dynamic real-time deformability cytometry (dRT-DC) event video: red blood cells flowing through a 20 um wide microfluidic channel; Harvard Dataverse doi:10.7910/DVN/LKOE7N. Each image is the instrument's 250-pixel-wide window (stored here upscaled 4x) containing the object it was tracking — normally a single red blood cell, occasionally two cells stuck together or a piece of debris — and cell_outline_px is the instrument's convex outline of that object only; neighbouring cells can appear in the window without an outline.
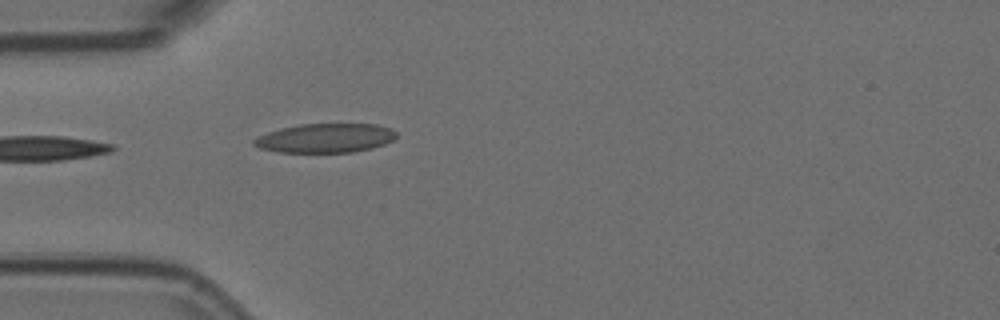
{"species": "Egyptian fruit bat (a non-hibernating species)", "species_latin": "Rousettus aegyptiacus", "temperature_condition": "room temperature", "stored_images_in_passage": 2, "camera_frame_rate_fps": 3000, "um_per_image_px": 0.085, "animal": {"sex": "female"}, "frame": {"image": 1, "passage_image": 2, "time_ms": 0.333, "image_size_px": [1000, 320], "cell_outline_px": [[396, 136], [392, 140], [384, 144], [372, 148], [352, 152], [276, 152], [260, 148], [252, 144], [252, 140], [256, 136], [280, 128], [300, 124], [376, 124], [392, 128], [396, 132]], "centroid_in_image_um": [27.63, 11.73], "position_along_channel_um": 57.4, "area_um2": 24.28}}